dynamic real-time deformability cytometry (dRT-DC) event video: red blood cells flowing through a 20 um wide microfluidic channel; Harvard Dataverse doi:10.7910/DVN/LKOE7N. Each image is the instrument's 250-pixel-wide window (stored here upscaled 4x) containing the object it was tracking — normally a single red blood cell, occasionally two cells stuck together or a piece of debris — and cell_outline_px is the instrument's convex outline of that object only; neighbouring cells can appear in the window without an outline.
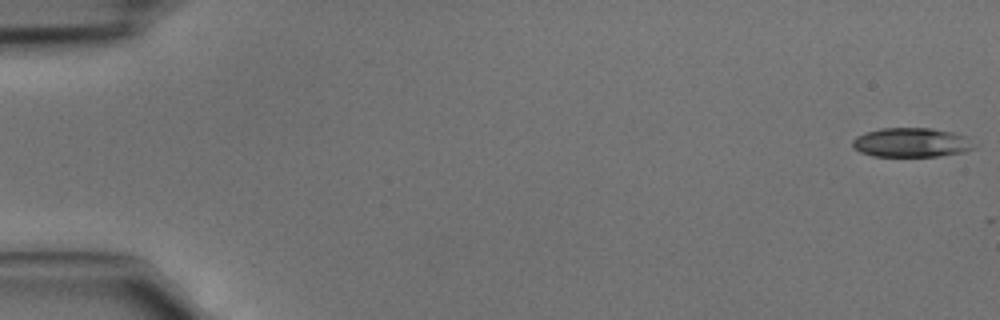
{"species": "common noctule bat (a hibernating species)", "species_latin": "Nyctalus noctula", "temperature_condition": "cold", "stored_images_in_passage": 4, "camera_frame_rate_fps": 3000, "um_per_image_px": 0.085, "animal": {"sex": "male", "body_mass_g": 15.6}, "frame": {"image": 1, "passage_image": 1, "time_ms": 0.0, "image_size_px": [1000, 320], "cell_outline_px": [[980, 144], [976, 148], [964, 152], [940, 156], [872, 156], [860, 152], [852, 148], [852, 140], [856, 136], [864, 132], [880, 128], [932, 128], [952, 132], [968, 136]], "centroid_in_image_um": [77.53, 12.11], "position_along_channel_um": 7.5, "area_um2": 21.33}}